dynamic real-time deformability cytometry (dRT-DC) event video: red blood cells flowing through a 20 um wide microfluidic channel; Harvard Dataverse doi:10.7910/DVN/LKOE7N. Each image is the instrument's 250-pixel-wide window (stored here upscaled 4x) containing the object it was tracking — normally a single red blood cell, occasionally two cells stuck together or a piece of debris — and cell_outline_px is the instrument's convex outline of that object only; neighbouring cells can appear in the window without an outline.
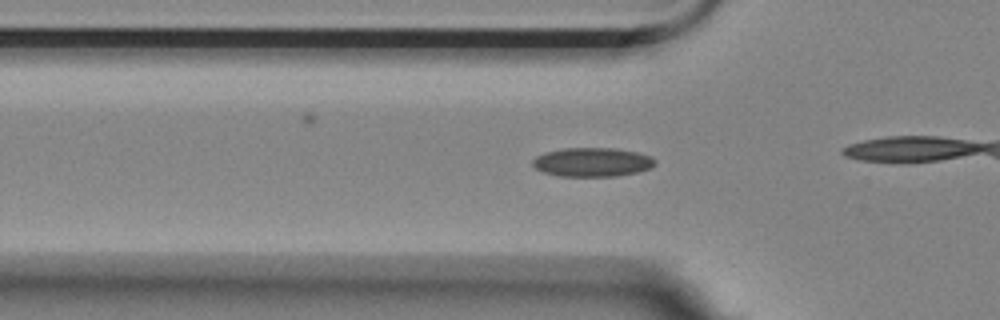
{"species": "Egyptian fruit bat (a non-hibernating species)", "species_latin": "Rousettus aegyptiacus", "temperature_condition": "room temperature", "stored_images_in_passage": 32, "camera_frame_rate_fps": 3000, "um_per_image_px": 0.085, "animal": {"sex": "female"}, "frame": {"image": 1, "passage_image": 6, "time_ms": 1.667, "image_size_px": [1000, 320], "cell_outline_px": [[656, 164], [652, 168], [636, 172], [616, 176], [560, 176], [544, 172], [536, 168], [532, 164], [532, 160], [536, 156], [544, 152], [564, 148], [616, 148], [636, 152], [652, 156], [656, 160]], "centroid_in_image_um": [50.37, 13.77], "position_along_channel_um": 75.4, "area_um2": 20.75}}
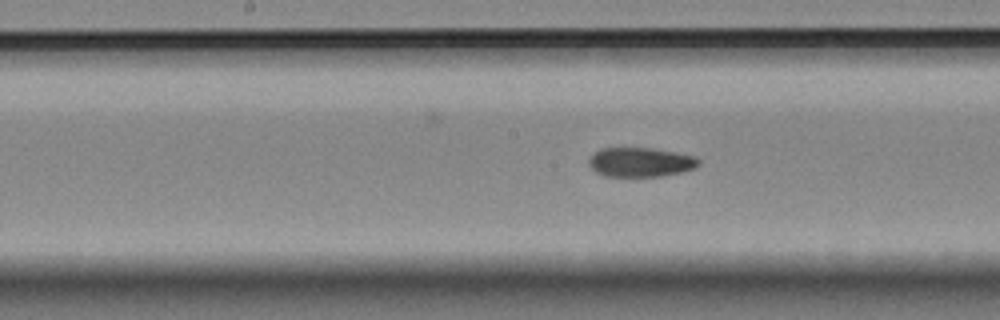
{"frame": {"image": 2, "passage_image": 16, "time_ms": 5.0, "image_size_px": [1000, 320], "cell_outline_px": [[700, 164], [696, 168], [680, 172], [660, 176], [604, 176], [596, 172], [588, 164], [588, 160], [592, 152], [600, 148], [648, 148], [676, 152], [696, 156], [700, 160]], "centroid_in_image_um": [54.43, 13.78], "position_along_channel_um": 193.8, "area_um2": 18.9}}
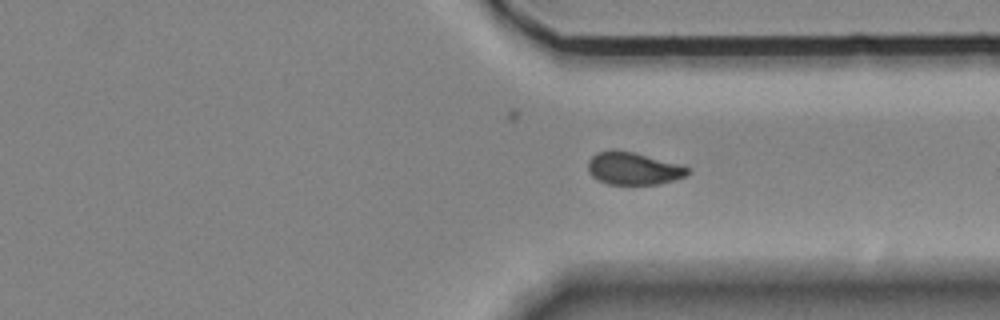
{"frame": {"image": 3, "passage_image": 30, "time_ms": 9.667, "image_size_px": [1000, 320], "cell_outline_px": [[692, 172], [688, 176], [660, 184], [608, 184], [596, 180], [588, 172], [588, 160], [596, 152], [612, 148], [616, 148], [632, 152], [676, 164], [688, 168]], "centroid_in_image_um": [53.78, 14.32], "position_along_channel_um": 357.6, "area_um2": 19.02}}